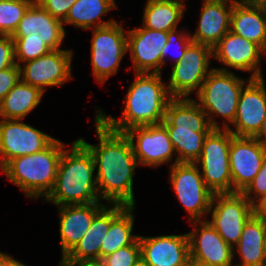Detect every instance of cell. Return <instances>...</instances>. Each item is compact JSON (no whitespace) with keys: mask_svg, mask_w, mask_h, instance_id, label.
<instances>
[{"mask_svg":"<svg viewBox=\"0 0 266 266\" xmlns=\"http://www.w3.org/2000/svg\"><path fill=\"white\" fill-rule=\"evenodd\" d=\"M125 96L122 119L106 115L102 109L96 115L112 130L125 132L135 126L161 124L169 102L173 99L159 73H135Z\"/></svg>","mask_w":266,"mask_h":266,"instance_id":"2","label":"cell"},{"mask_svg":"<svg viewBox=\"0 0 266 266\" xmlns=\"http://www.w3.org/2000/svg\"><path fill=\"white\" fill-rule=\"evenodd\" d=\"M265 217L256 211L245 223L239 242L233 247V256L239 255L235 266H266L263 238Z\"/></svg>","mask_w":266,"mask_h":266,"instance_id":"26","label":"cell"},{"mask_svg":"<svg viewBox=\"0 0 266 266\" xmlns=\"http://www.w3.org/2000/svg\"><path fill=\"white\" fill-rule=\"evenodd\" d=\"M213 58V48L208 45L190 42L183 58L172 64V72L167 83L173 98H189L197 94L208 74L213 70L209 65Z\"/></svg>","mask_w":266,"mask_h":266,"instance_id":"9","label":"cell"},{"mask_svg":"<svg viewBox=\"0 0 266 266\" xmlns=\"http://www.w3.org/2000/svg\"><path fill=\"white\" fill-rule=\"evenodd\" d=\"M114 8H117L115 0H77L69 9L63 25L71 24L84 30L108 26L116 20L103 22L101 17Z\"/></svg>","mask_w":266,"mask_h":266,"instance_id":"29","label":"cell"},{"mask_svg":"<svg viewBox=\"0 0 266 266\" xmlns=\"http://www.w3.org/2000/svg\"><path fill=\"white\" fill-rule=\"evenodd\" d=\"M133 206H126L110 223L109 230L100 246V258L119 248L133 244L139 235L132 234L134 225Z\"/></svg>","mask_w":266,"mask_h":266,"instance_id":"30","label":"cell"},{"mask_svg":"<svg viewBox=\"0 0 266 266\" xmlns=\"http://www.w3.org/2000/svg\"><path fill=\"white\" fill-rule=\"evenodd\" d=\"M15 64L14 40L11 36L0 35V71Z\"/></svg>","mask_w":266,"mask_h":266,"instance_id":"38","label":"cell"},{"mask_svg":"<svg viewBox=\"0 0 266 266\" xmlns=\"http://www.w3.org/2000/svg\"><path fill=\"white\" fill-rule=\"evenodd\" d=\"M106 205L101 202L58 206L59 234L62 259L74 248L88 231L94 217Z\"/></svg>","mask_w":266,"mask_h":266,"instance_id":"21","label":"cell"},{"mask_svg":"<svg viewBox=\"0 0 266 266\" xmlns=\"http://www.w3.org/2000/svg\"><path fill=\"white\" fill-rule=\"evenodd\" d=\"M186 4L180 0H147L142 27L169 32L178 29Z\"/></svg>","mask_w":266,"mask_h":266,"instance_id":"27","label":"cell"},{"mask_svg":"<svg viewBox=\"0 0 266 266\" xmlns=\"http://www.w3.org/2000/svg\"><path fill=\"white\" fill-rule=\"evenodd\" d=\"M168 32L139 27L127 30V51L135 73H159L162 67V49Z\"/></svg>","mask_w":266,"mask_h":266,"instance_id":"18","label":"cell"},{"mask_svg":"<svg viewBox=\"0 0 266 266\" xmlns=\"http://www.w3.org/2000/svg\"><path fill=\"white\" fill-rule=\"evenodd\" d=\"M265 20H266V5L264 6Z\"/></svg>","mask_w":266,"mask_h":266,"instance_id":"47","label":"cell"},{"mask_svg":"<svg viewBox=\"0 0 266 266\" xmlns=\"http://www.w3.org/2000/svg\"><path fill=\"white\" fill-rule=\"evenodd\" d=\"M266 148L254 137L232 136L229 149V165L232 193L242 192L261 169Z\"/></svg>","mask_w":266,"mask_h":266,"instance_id":"16","label":"cell"},{"mask_svg":"<svg viewBox=\"0 0 266 266\" xmlns=\"http://www.w3.org/2000/svg\"><path fill=\"white\" fill-rule=\"evenodd\" d=\"M256 211L241 192L216 193L209 210L211 220L206 221L233 248L240 240L245 223Z\"/></svg>","mask_w":266,"mask_h":266,"instance_id":"11","label":"cell"},{"mask_svg":"<svg viewBox=\"0 0 266 266\" xmlns=\"http://www.w3.org/2000/svg\"><path fill=\"white\" fill-rule=\"evenodd\" d=\"M106 205L93 219L91 226L74 248L61 259L59 266H73L82 259L100 258V246L111 221L125 208Z\"/></svg>","mask_w":266,"mask_h":266,"instance_id":"23","label":"cell"},{"mask_svg":"<svg viewBox=\"0 0 266 266\" xmlns=\"http://www.w3.org/2000/svg\"><path fill=\"white\" fill-rule=\"evenodd\" d=\"M141 257L149 266H187L190 259L188 233L145 237L139 235Z\"/></svg>","mask_w":266,"mask_h":266,"instance_id":"20","label":"cell"},{"mask_svg":"<svg viewBox=\"0 0 266 266\" xmlns=\"http://www.w3.org/2000/svg\"><path fill=\"white\" fill-rule=\"evenodd\" d=\"M190 223L193 226L188 232L190 259L210 266H233L234 250L216 229L206 220Z\"/></svg>","mask_w":266,"mask_h":266,"instance_id":"19","label":"cell"},{"mask_svg":"<svg viewBox=\"0 0 266 266\" xmlns=\"http://www.w3.org/2000/svg\"><path fill=\"white\" fill-rule=\"evenodd\" d=\"M73 266H105L102 258L82 259Z\"/></svg>","mask_w":266,"mask_h":266,"instance_id":"40","label":"cell"},{"mask_svg":"<svg viewBox=\"0 0 266 266\" xmlns=\"http://www.w3.org/2000/svg\"><path fill=\"white\" fill-rule=\"evenodd\" d=\"M91 64L94 79L101 85L118 72L127 51V30L117 21L92 28Z\"/></svg>","mask_w":266,"mask_h":266,"instance_id":"10","label":"cell"},{"mask_svg":"<svg viewBox=\"0 0 266 266\" xmlns=\"http://www.w3.org/2000/svg\"><path fill=\"white\" fill-rule=\"evenodd\" d=\"M241 193L256 208L266 200V157L258 174Z\"/></svg>","mask_w":266,"mask_h":266,"instance_id":"35","label":"cell"},{"mask_svg":"<svg viewBox=\"0 0 266 266\" xmlns=\"http://www.w3.org/2000/svg\"><path fill=\"white\" fill-rule=\"evenodd\" d=\"M0 266H26V265L21 263V261L14 259L9 254L0 251Z\"/></svg>","mask_w":266,"mask_h":266,"instance_id":"39","label":"cell"},{"mask_svg":"<svg viewBox=\"0 0 266 266\" xmlns=\"http://www.w3.org/2000/svg\"><path fill=\"white\" fill-rule=\"evenodd\" d=\"M250 80L236 76L231 71L213 68L196 94V102L207 115L212 128H230L237 113V106L243 86ZM223 117L220 126L214 116Z\"/></svg>","mask_w":266,"mask_h":266,"instance_id":"6","label":"cell"},{"mask_svg":"<svg viewBox=\"0 0 266 266\" xmlns=\"http://www.w3.org/2000/svg\"><path fill=\"white\" fill-rule=\"evenodd\" d=\"M64 149L65 144L55 138L39 152L13 158L1 171L27 197L45 199L54 187L58 164Z\"/></svg>","mask_w":266,"mask_h":266,"instance_id":"5","label":"cell"},{"mask_svg":"<svg viewBox=\"0 0 266 266\" xmlns=\"http://www.w3.org/2000/svg\"><path fill=\"white\" fill-rule=\"evenodd\" d=\"M162 124L168 130L178 162L195 163L202 154L204 140L213 129L207 115L195 99L173 98Z\"/></svg>","mask_w":266,"mask_h":266,"instance_id":"4","label":"cell"},{"mask_svg":"<svg viewBox=\"0 0 266 266\" xmlns=\"http://www.w3.org/2000/svg\"><path fill=\"white\" fill-rule=\"evenodd\" d=\"M140 257L141 248L137 239L133 244L119 248L102 259L105 266H133Z\"/></svg>","mask_w":266,"mask_h":266,"instance_id":"34","label":"cell"},{"mask_svg":"<svg viewBox=\"0 0 266 266\" xmlns=\"http://www.w3.org/2000/svg\"><path fill=\"white\" fill-rule=\"evenodd\" d=\"M263 53L265 54L257 44L229 31L213 47V58L225 65L215 69L229 71V67L242 72H252L250 78H260L263 77L259 67Z\"/></svg>","mask_w":266,"mask_h":266,"instance_id":"15","label":"cell"},{"mask_svg":"<svg viewBox=\"0 0 266 266\" xmlns=\"http://www.w3.org/2000/svg\"><path fill=\"white\" fill-rule=\"evenodd\" d=\"M266 116V85L264 77L250 78L241 91L237 113L227 128L235 136L254 137L260 130Z\"/></svg>","mask_w":266,"mask_h":266,"instance_id":"17","label":"cell"},{"mask_svg":"<svg viewBox=\"0 0 266 266\" xmlns=\"http://www.w3.org/2000/svg\"><path fill=\"white\" fill-rule=\"evenodd\" d=\"M94 125L98 145H92L83 138L78 140L94 159L99 198L111 205L135 207L133 178L139 165L131 142L124 132L110 129L97 115Z\"/></svg>","mask_w":266,"mask_h":266,"instance_id":"1","label":"cell"},{"mask_svg":"<svg viewBox=\"0 0 266 266\" xmlns=\"http://www.w3.org/2000/svg\"><path fill=\"white\" fill-rule=\"evenodd\" d=\"M257 211L266 218V200L257 208Z\"/></svg>","mask_w":266,"mask_h":266,"instance_id":"42","label":"cell"},{"mask_svg":"<svg viewBox=\"0 0 266 266\" xmlns=\"http://www.w3.org/2000/svg\"><path fill=\"white\" fill-rule=\"evenodd\" d=\"M95 164L90 151L77 139L61 155L53 189L44 201L56 206L100 202Z\"/></svg>","mask_w":266,"mask_h":266,"instance_id":"3","label":"cell"},{"mask_svg":"<svg viewBox=\"0 0 266 266\" xmlns=\"http://www.w3.org/2000/svg\"><path fill=\"white\" fill-rule=\"evenodd\" d=\"M187 266H210V265L201 264L192 259H189Z\"/></svg>","mask_w":266,"mask_h":266,"instance_id":"44","label":"cell"},{"mask_svg":"<svg viewBox=\"0 0 266 266\" xmlns=\"http://www.w3.org/2000/svg\"><path fill=\"white\" fill-rule=\"evenodd\" d=\"M169 173L172 189L189 214V222L203 220L202 216L209 214L213 193L205 185L199 165L172 162Z\"/></svg>","mask_w":266,"mask_h":266,"instance_id":"8","label":"cell"},{"mask_svg":"<svg viewBox=\"0 0 266 266\" xmlns=\"http://www.w3.org/2000/svg\"><path fill=\"white\" fill-rule=\"evenodd\" d=\"M21 121L0 118V169L15 157L45 149L55 139Z\"/></svg>","mask_w":266,"mask_h":266,"instance_id":"12","label":"cell"},{"mask_svg":"<svg viewBox=\"0 0 266 266\" xmlns=\"http://www.w3.org/2000/svg\"><path fill=\"white\" fill-rule=\"evenodd\" d=\"M124 133L131 142L138 165L158 167L172 162L175 150L162 123L135 126Z\"/></svg>","mask_w":266,"mask_h":266,"instance_id":"14","label":"cell"},{"mask_svg":"<svg viewBox=\"0 0 266 266\" xmlns=\"http://www.w3.org/2000/svg\"><path fill=\"white\" fill-rule=\"evenodd\" d=\"M230 31L257 44L266 54L264 6L237 0L233 5Z\"/></svg>","mask_w":266,"mask_h":266,"instance_id":"25","label":"cell"},{"mask_svg":"<svg viewBox=\"0 0 266 266\" xmlns=\"http://www.w3.org/2000/svg\"><path fill=\"white\" fill-rule=\"evenodd\" d=\"M35 0L0 1V35L12 36L20 20Z\"/></svg>","mask_w":266,"mask_h":266,"instance_id":"31","label":"cell"},{"mask_svg":"<svg viewBox=\"0 0 266 266\" xmlns=\"http://www.w3.org/2000/svg\"><path fill=\"white\" fill-rule=\"evenodd\" d=\"M77 0H36L54 18L63 22Z\"/></svg>","mask_w":266,"mask_h":266,"instance_id":"36","label":"cell"},{"mask_svg":"<svg viewBox=\"0 0 266 266\" xmlns=\"http://www.w3.org/2000/svg\"><path fill=\"white\" fill-rule=\"evenodd\" d=\"M14 40V51L16 64L21 66L30 60L37 59L52 49L42 40L38 34L28 36H11Z\"/></svg>","mask_w":266,"mask_h":266,"instance_id":"32","label":"cell"},{"mask_svg":"<svg viewBox=\"0 0 266 266\" xmlns=\"http://www.w3.org/2000/svg\"><path fill=\"white\" fill-rule=\"evenodd\" d=\"M242 1L247 2V3H251V4L261 5V6L266 5V0H242Z\"/></svg>","mask_w":266,"mask_h":266,"instance_id":"43","label":"cell"},{"mask_svg":"<svg viewBox=\"0 0 266 266\" xmlns=\"http://www.w3.org/2000/svg\"><path fill=\"white\" fill-rule=\"evenodd\" d=\"M72 58V50H51L21 65V80L28 85L40 88L43 92L48 86H61L72 79Z\"/></svg>","mask_w":266,"mask_h":266,"instance_id":"13","label":"cell"},{"mask_svg":"<svg viewBox=\"0 0 266 266\" xmlns=\"http://www.w3.org/2000/svg\"><path fill=\"white\" fill-rule=\"evenodd\" d=\"M234 134L228 129L213 128L206 136L200 158V171L205 185L213 194L232 193L229 149Z\"/></svg>","mask_w":266,"mask_h":266,"instance_id":"7","label":"cell"},{"mask_svg":"<svg viewBox=\"0 0 266 266\" xmlns=\"http://www.w3.org/2000/svg\"><path fill=\"white\" fill-rule=\"evenodd\" d=\"M237 0H204L192 42L213 48L230 31L233 5Z\"/></svg>","mask_w":266,"mask_h":266,"instance_id":"22","label":"cell"},{"mask_svg":"<svg viewBox=\"0 0 266 266\" xmlns=\"http://www.w3.org/2000/svg\"><path fill=\"white\" fill-rule=\"evenodd\" d=\"M191 36H190V31L189 33H186L185 31H182L181 29L178 30V29H175V30H172V31H169L168 32V38H167V43L166 45L164 46V48L162 49V66L164 64H166V60H167V57L170 53L171 55V52L173 49V47L175 48V46L177 47L176 49L178 50V52H176L177 54L175 55V58L173 59V64L179 62L185 52H186V49L189 45V43L191 42ZM175 51V50H174ZM175 53L173 52L172 55H174Z\"/></svg>","mask_w":266,"mask_h":266,"instance_id":"33","label":"cell"},{"mask_svg":"<svg viewBox=\"0 0 266 266\" xmlns=\"http://www.w3.org/2000/svg\"><path fill=\"white\" fill-rule=\"evenodd\" d=\"M38 34L52 49H61L66 36L63 22L54 18L36 0L29 6L12 36Z\"/></svg>","mask_w":266,"mask_h":266,"instance_id":"24","label":"cell"},{"mask_svg":"<svg viewBox=\"0 0 266 266\" xmlns=\"http://www.w3.org/2000/svg\"><path fill=\"white\" fill-rule=\"evenodd\" d=\"M133 266H149L142 257H140V259H138V261L133 265Z\"/></svg>","mask_w":266,"mask_h":266,"instance_id":"45","label":"cell"},{"mask_svg":"<svg viewBox=\"0 0 266 266\" xmlns=\"http://www.w3.org/2000/svg\"><path fill=\"white\" fill-rule=\"evenodd\" d=\"M20 79V66L17 64L0 71V102Z\"/></svg>","mask_w":266,"mask_h":266,"instance_id":"37","label":"cell"},{"mask_svg":"<svg viewBox=\"0 0 266 266\" xmlns=\"http://www.w3.org/2000/svg\"><path fill=\"white\" fill-rule=\"evenodd\" d=\"M43 94L40 88L28 85L20 79L0 102V117L23 120L37 108Z\"/></svg>","mask_w":266,"mask_h":266,"instance_id":"28","label":"cell"},{"mask_svg":"<svg viewBox=\"0 0 266 266\" xmlns=\"http://www.w3.org/2000/svg\"><path fill=\"white\" fill-rule=\"evenodd\" d=\"M255 140L258 141L263 147L266 148V116L262 123L260 130L254 136Z\"/></svg>","mask_w":266,"mask_h":266,"instance_id":"41","label":"cell"},{"mask_svg":"<svg viewBox=\"0 0 266 266\" xmlns=\"http://www.w3.org/2000/svg\"><path fill=\"white\" fill-rule=\"evenodd\" d=\"M263 245H264V251L266 254V218H265V233H264V238H263Z\"/></svg>","mask_w":266,"mask_h":266,"instance_id":"46","label":"cell"}]
</instances>
